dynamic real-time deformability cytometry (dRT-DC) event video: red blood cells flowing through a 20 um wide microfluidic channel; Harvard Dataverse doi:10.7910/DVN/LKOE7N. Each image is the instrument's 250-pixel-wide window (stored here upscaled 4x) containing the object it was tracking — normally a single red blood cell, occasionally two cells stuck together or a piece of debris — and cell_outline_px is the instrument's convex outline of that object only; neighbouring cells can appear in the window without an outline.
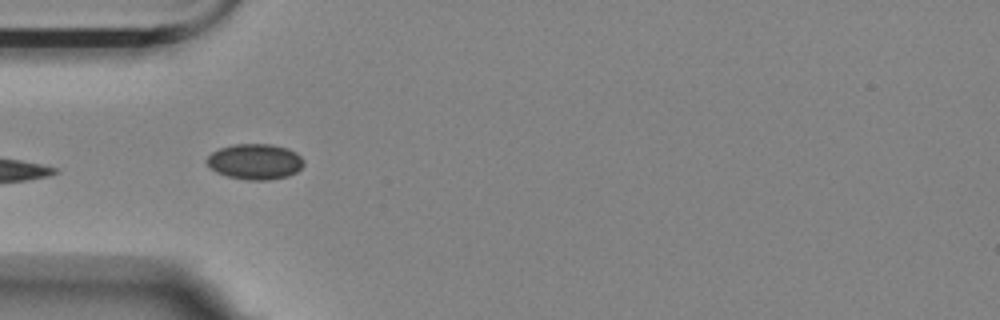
{"species": "Egyptian fruit bat (a non-hibernating species)", "species_latin": "Rousettus aegyptiacus", "temperature_condition": "room temperature", "stored_images_in_passage": 11, "camera_frame_rate_fps": 3000, "um_per_image_px": 0.085, "animal": {"sex": "female"}, "frame": {"image": 1, "passage_image": 1, "time_ms": 0.0, "image_size_px": [1000, 320], "cell_outline_px": [[304, 164], [296, 172], [288, 176], [268, 180], [248, 180], [228, 176], [216, 172], [204, 160], [212, 152], [220, 148], [232, 144], [272, 144], [288, 148], [296, 152], [304, 160]], "centroid_in_image_um": [21.68, 13.73], "position_along_channel_um": 63.3, "area_um2": 20.17}}
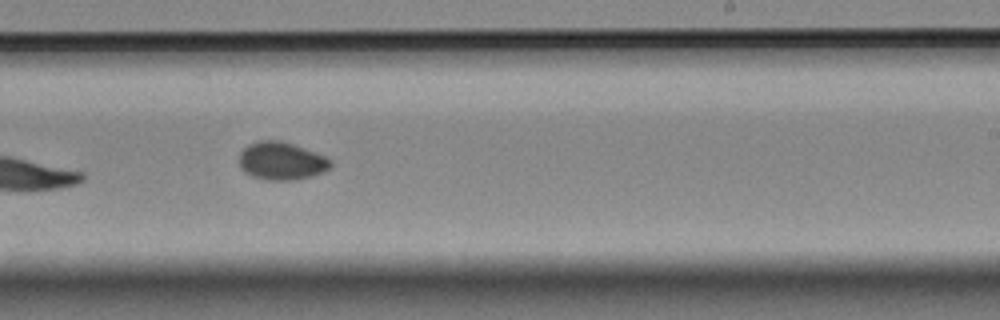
{"frame": {"image": 2, "passage_image": 6, "time_ms": 1.667, "image_size_px": [1000, 320], "cell_outline_px": [[332, 168], [324, 172], [312, 176], [296, 180], [264, 180], [252, 176], [244, 172], [240, 168], [240, 152], [248, 144], [260, 140], [280, 140], [292, 144], [324, 156], [332, 160]], "centroid_in_image_um": [23.93, 13.7], "position_along_channel_um": 265.1, "area_um2": 20.29}}
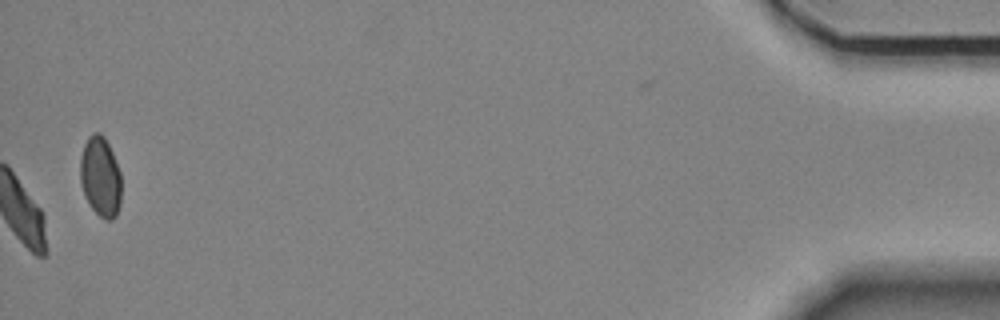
{"frame": {"image": 3, "passage_image": 11, "time_ms": 3.333, "image_size_px": [1000, 320], "cell_outline_px": [[120, 204], [116, 216], [112, 220], [104, 220], [88, 204], [80, 184], [80, 156], [84, 144], [88, 136], [92, 132], [100, 132], [104, 136], [112, 152], [120, 172]], "centroid_in_image_um": [8.51, 15.01], "position_along_channel_um": 426.7, "area_um2": 19.36}}